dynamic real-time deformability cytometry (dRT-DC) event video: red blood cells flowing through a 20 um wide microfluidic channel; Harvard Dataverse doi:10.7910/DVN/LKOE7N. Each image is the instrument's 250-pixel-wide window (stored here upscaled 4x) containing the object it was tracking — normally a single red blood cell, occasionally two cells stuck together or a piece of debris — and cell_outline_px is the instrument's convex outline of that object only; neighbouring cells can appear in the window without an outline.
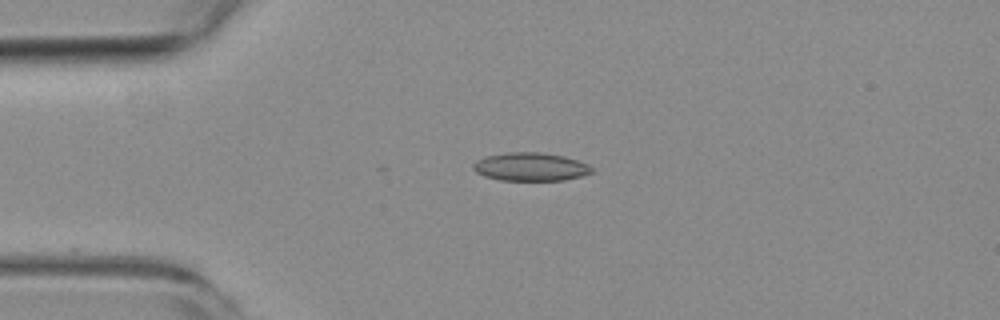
{"species": "common noctule bat (a hibernating species)", "species_latin": "Nyctalus noctula", "temperature_condition": "room temperature", "stored_images_in_passage": 3, "camera_frame_rate_fps": 3000, "um_per_image_px": 0.085, "animal": {"sex": "female", "body_mass_g": 19.3, "forearm_length_mm": 54.1}, "frame": {"image": 1, "passage_image": 1, "time_ms": 0.0, "image_size_px": [1000, 320], "cell_outline_px": [[592, 172], [580, 176], [564, 180], [500, 180], [484, 176], [476, 172], [472, 168], [472, 164], [476, 160], [488, 156], [508, 152], [540, 152], [564, 156], [588, 164], [592, 168]], "centroid_in_image_um": [45.07, 14.17], "position_along_channel_um": 39.9, "area_um2": 19.42}}
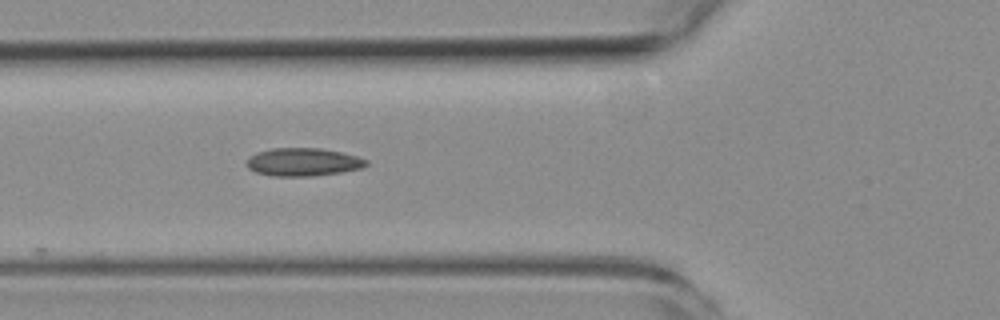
{"frame": {"image": 2, "passage_image": 3, "time_ms": 2.333, "image_size_px": [1000, 320], "cell_outline_px": [[368, 164], [364, 168], [340, 172], [312, 176], [272, 176], [256, 172], [248, 168], [244, 164], [248, 156], [256, 152], [272, 148], [320, 148], [340, 152], [356, 156], [368, 160]], "centroid_in_image_um": [25.72, 13.77], "position_along_channel_um": 100.1, "area_um2": 19.71}}